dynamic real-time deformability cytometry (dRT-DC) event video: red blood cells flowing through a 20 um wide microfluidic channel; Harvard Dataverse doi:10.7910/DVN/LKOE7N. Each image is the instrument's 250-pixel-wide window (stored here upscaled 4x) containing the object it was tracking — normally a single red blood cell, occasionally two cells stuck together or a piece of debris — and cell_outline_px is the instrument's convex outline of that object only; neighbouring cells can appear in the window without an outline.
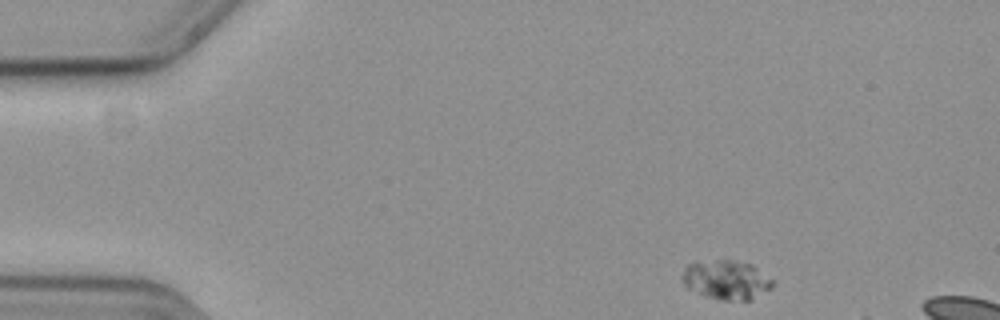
{"species": "common noctule bat (a hibernating species)", "species_latin": "Nyctalus noctula", "temperature_condition": "cold", "stored_images_in_passage": 7, "camera_frame_rate_fps": 3000, "um_per_image_px": 0.085, "animal": {"sex": "female", "body_mass_g": 19.3, "forearm_length_mm": 54.1}, "frame": {"image": 1, "passage_image": 1, "time_ms": 0.0, "image_size_px": [1000, 320], "cell_outline_px": [[776, 284], [772, 288], [752, 300], [720, 300], [704, 296], [688, 288], [684, 284], [684, 268], [688, 264], [716, 260], [732, 260], [752, 264], [772, 280]], "centroid_in_image_um": [61.78, 23.8], "position_along_channel_um": 23.2, "area_um2": 20.52}}